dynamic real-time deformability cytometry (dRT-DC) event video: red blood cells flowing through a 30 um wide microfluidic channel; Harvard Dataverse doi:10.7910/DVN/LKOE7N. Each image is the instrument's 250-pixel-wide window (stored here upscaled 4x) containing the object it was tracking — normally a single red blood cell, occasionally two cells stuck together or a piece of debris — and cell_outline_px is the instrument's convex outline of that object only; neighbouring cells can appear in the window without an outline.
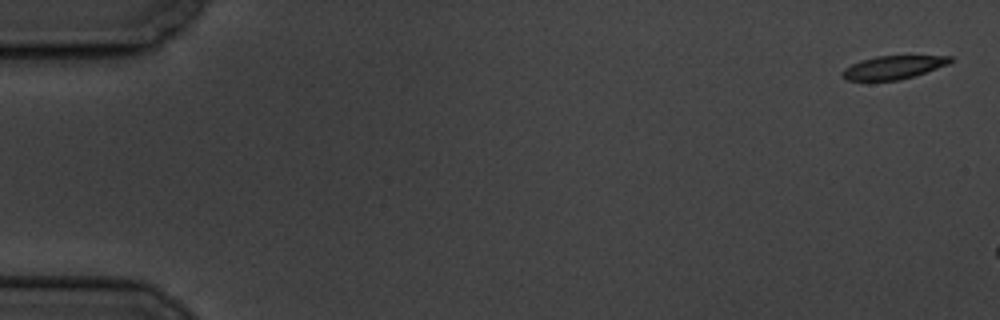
{"species": "common noctule bat (a hibernating species)", "species_latin": "Nyctalus noctula", "temperature_condition": "cold", "stored_images_in_passage": 3, "camera_frame_rate_fps": 3000, "um_per_image_px": 0.085, "animal": {"sex": "male", "body_mass_g": 19.5, "forearm_length_mm": 54.6}, "frame": {"image": 1, "passage_image": 1, "time_ms": 0.0, "image_size_px": [1000, 320], "cell_outline_px": [[956, 60], [948, 64], [916, 76], [900, 80], [848, 80], [840, 76], [840, 72], [844, 68], [860, 60], [876, 56], [952, 56]], "centroid_in_image_um": [75.94, 5.73], "position_along_channel_um": 9.1, "area_um2": 14.8}}